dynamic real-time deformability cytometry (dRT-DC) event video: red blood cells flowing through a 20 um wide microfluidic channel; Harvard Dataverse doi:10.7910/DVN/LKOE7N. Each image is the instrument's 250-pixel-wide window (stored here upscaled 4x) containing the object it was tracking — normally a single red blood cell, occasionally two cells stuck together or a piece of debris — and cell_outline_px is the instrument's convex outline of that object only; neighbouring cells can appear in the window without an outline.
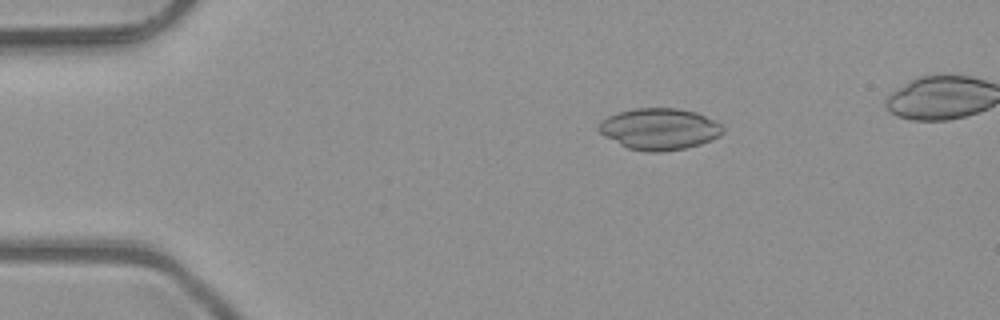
{"species": "common noctule bat (a hibernating species)", "species_latin": "Nyctalus noctula", "temperature_condition": "room temperature", "stored_images_in_passage": 49, "camera_frame_rate_fps": 3000, "um_per_image_px": 0.085, "animal": {"sex": "male", "body_mass_g": 23.1, "forearm_length_mm": 52.7}, "frame": {"image": 1, "passage_image": 10, "time_ms": 3.0, "image_size_px": [1000, 320], "cell_outline_px": [[724, 132], [720, 136], [712, 140], [700, 144], [684, 148], [664, 152], [644, 152], [628, 148], [604, 136], [596, 128], [608, 116], [620, 112], [636, 108], [676, 108], [696, 112], [720, 124], [724, 128]], "centroid_in_image_um": [56.06, 10.98], "position_along_channel_um": 28.9, "area_um2": 29.88}}
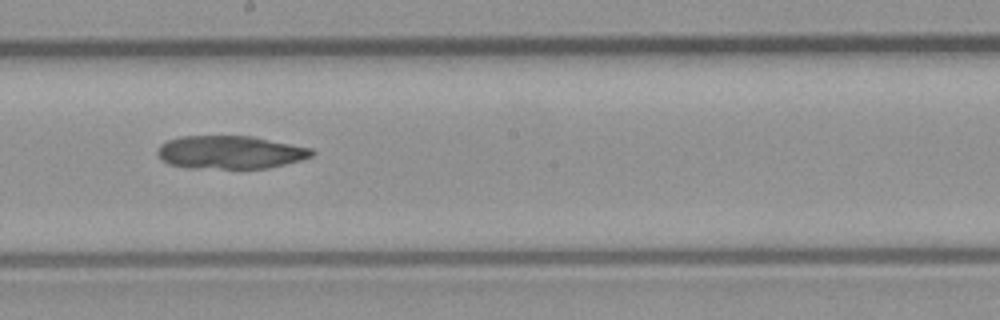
{"frame": {"image": 2, "passage_image": 29, "time_ms": 9.333, "image_size_px": [1000, 320], "cell_outline_px": [[316, 152], [312, 156], [300, 160], [268, 168], [184, 168], [168, 164], [156, 152], [160, 144], [168, 140], [180, 136], [252, 136], [312, 148]], "centroid_in_image_um": [19.56, 12.94], "position_along_channel_um": 228.6, "area_um2": 29.82}}
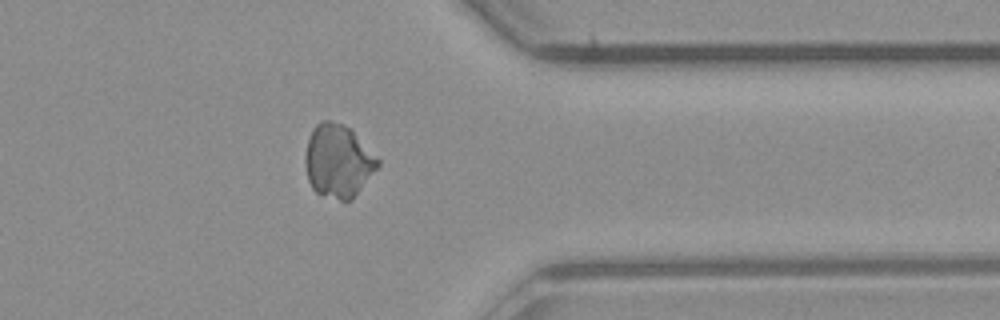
{"frame": {"image": 3, "passage_image": 41, "time_ms": 13.333, "image_size_px": [1000, 320], "cell_outline_px": [[380, 164], [352, 200], [340, 200], [316, 192], [312, 188], [308, 180], [304, 164], [304, 156], [308, 140], [316, 124], [320, 120], [328, 120], [344, 124], [352, 128], [380, 160]], "centroid_in_image_um": [28.74, 13.66], "position_along_channel_um": 382.7, "area_um2": 31.04}}